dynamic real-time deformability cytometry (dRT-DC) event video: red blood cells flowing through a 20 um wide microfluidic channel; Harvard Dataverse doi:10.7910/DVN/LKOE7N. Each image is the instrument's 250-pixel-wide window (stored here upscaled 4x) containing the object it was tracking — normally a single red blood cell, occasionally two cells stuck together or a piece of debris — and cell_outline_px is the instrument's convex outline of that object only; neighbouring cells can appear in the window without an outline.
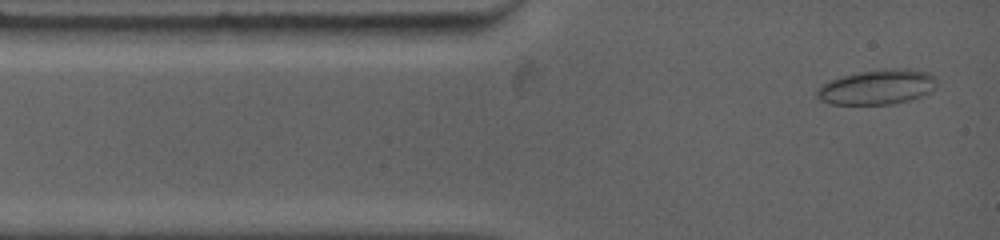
{"species": "common noctule bat (a hibernating species)", "species_latin": "Nyctalus noctula", "temperature_condition": "warm", "stored_images_in_passage": 7, "camera_frame_rate_fps": 4500, "um_per_image_px": 0.085, "animal": {"sex": "female", "body_mass_g": 19.0, "forearm_length_mm": 53.3}, "frame": {"image": 1, "passage_image": 1, "time_ms": 0.0, "image_size_px": [1000, 240], "cell_outline_px": [[936, 84], [932, 92], [908, 100], [892, 104], [828, 104], [820, 100], [816, 96], [816, 92], [824, 84], [832, 80], [844, 76], [860, 72], [892, 68], [908, 68], [928, 72], [936, 76]], "centroid_in_image_um": [74.61, 7.4], "position_along_channel_um": 10.4, "area_um2": 24.22}}
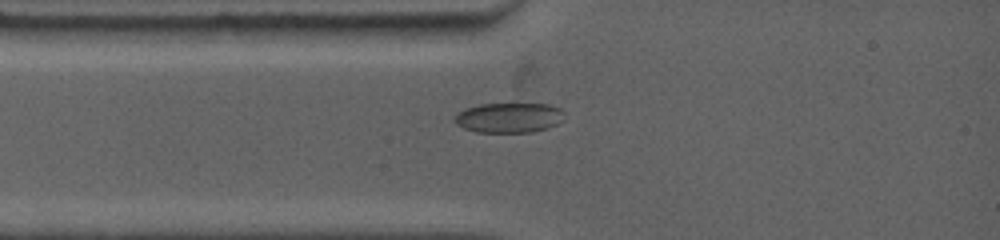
{"frame": {"image": 2, "passage_image": 5, "time_ms": 1.778, "image_size_px": [1000, 240], "cell_outline_px": [[564, 112], [556, 124], [548, 128], [532, 132], [476, 132], [464, 128], [456, 124], [452, 120], [464, 108], [480, 104], [548, 104], [560, 108]], "centroid_in_image_um": [43.22, 10.0], "position_along_channel_um": 41.8, "area_um2": 19.02}}